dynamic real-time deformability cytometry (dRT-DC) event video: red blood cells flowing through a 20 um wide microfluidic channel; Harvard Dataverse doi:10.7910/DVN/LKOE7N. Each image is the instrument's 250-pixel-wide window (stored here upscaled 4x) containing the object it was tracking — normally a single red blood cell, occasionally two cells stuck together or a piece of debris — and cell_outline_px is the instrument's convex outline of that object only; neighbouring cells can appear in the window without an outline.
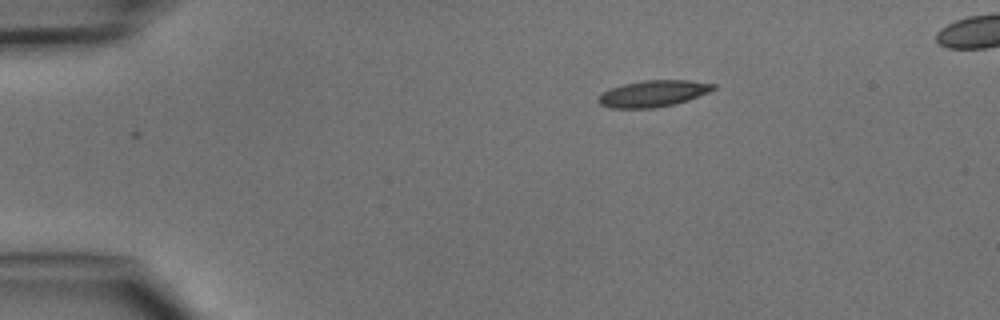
{"species": "common noctule bat (a hibernating species)", "species_latin": "Nyctalus noctula", "temperature_condition": "cold", "stored_images_in_passage": 2, "camera_frame_rate_fps": 3000, "um_per_image_px": 0.085, "animal": {"sex": "male", "body_mass_g": 15.6}, "frame": {"image": 1, "passage_image": 2, "time_ms": 1.333, "image_size_px": [1000, 320], "cell_outline_px": [[716, 88], [708, 92], [688, 100], [676, 104], [656, 108], [612, 108], [600, 104], [596, 100], [600, 92], [624, 84], [644, 80], [688, 80], [716, 84]], "centroid_in_image_um": [55.5, 7.96], "position_along_channel_um": 29.5, "area_um2": 17.8}}